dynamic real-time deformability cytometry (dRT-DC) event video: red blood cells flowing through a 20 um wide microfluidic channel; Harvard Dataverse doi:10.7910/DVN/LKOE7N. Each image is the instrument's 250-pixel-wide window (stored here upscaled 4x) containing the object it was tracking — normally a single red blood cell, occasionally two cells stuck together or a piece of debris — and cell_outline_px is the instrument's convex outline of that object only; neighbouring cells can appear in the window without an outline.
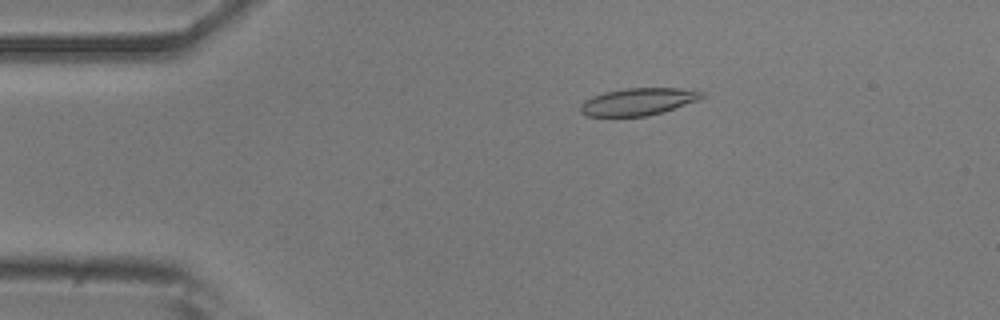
{"species": "common noctule bat (a hibernating species)", "species_latin": "Nyctalus noctula", "temperature_condition": "room temperature", "stored_images_in_passage": 53, "camera_frame_rate_fps": 3000, "um_per_image_px": 0.085, "animal": {"sex": "male", "body_mass_g": 20.5, "forearm_length_mm": 52.5}, "frame": {"image": 1, "passage_image": 10, "time_ms": 3.0, "image_size_px": [1000, 320], "cell_outline_px": [[704, 96], [700, 100], [664, 112], [648, 116], [588, 116], [580, 112], [580, 104], [584, 100], [592, 96], [604, 92], [628, 88], [680, 88], [704, 92]], "centroid_in_image_um": [54.26, 8.64], "position_along_channel_um": 30.7, "area_um2": 19.42}}
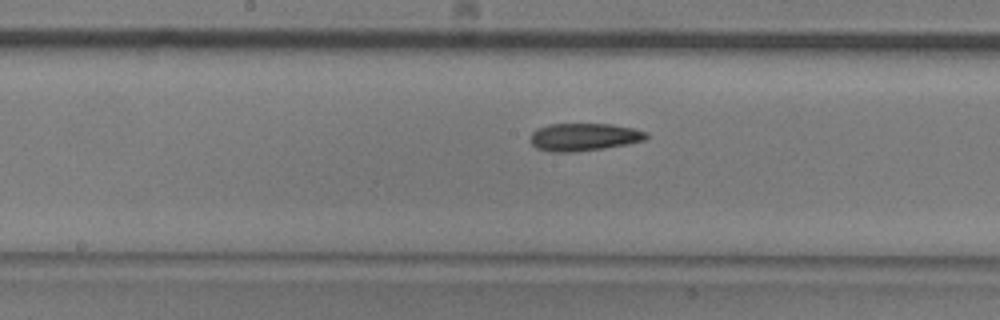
{"frame": {"image": 2, "passage_image": 27, "time_ms": 8.667, "image_size_px": [1000, 320], "cell_outline_px": [[648, 136], [644, 140], [628, 144], [604, 148], [572, 152], [548, 152], [536, 148], [528, 140], [532, 132], [536, 128], [548, 124], [612, 124], [632, 128], [648, 132]], "centroid_in_image_um": [49.59, 11.64], "position_along_channel_um": 198.6, "area_um2": 18.9}}
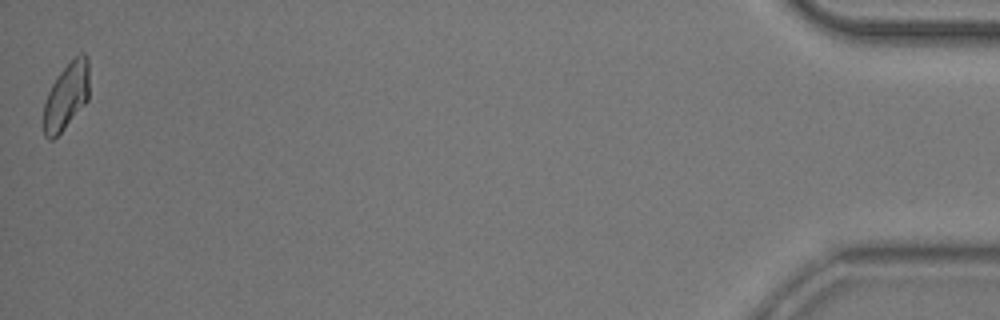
{"frame": {"image": 3, "passage_image": 53, "time_ms": 17.333, "image_size_px": [1000, 320], "cell_outline_px": [[88, 100], [64, 128], [52, 140], [48, 140], [44, 136], [44, 104], [48, 92], [52, 84], [60, 72], [80, 52], [84, 52], [88, 56]], "centroid_in_image_um": [5.64, 8.16], "position_along_channel_um": 429.6, "area_um2": 17.51}, "authors_computed_cell_mechanics": {"area_um2": 18.785, "velocity_mm_per_s": 3.7841, "shape_relaxation_time_tau1_ms": null, "shape_relaxation_time_tau2_ms": 7.5268, "deformation_change_tau1": null, "deformation_change_tau2": 0.15}}